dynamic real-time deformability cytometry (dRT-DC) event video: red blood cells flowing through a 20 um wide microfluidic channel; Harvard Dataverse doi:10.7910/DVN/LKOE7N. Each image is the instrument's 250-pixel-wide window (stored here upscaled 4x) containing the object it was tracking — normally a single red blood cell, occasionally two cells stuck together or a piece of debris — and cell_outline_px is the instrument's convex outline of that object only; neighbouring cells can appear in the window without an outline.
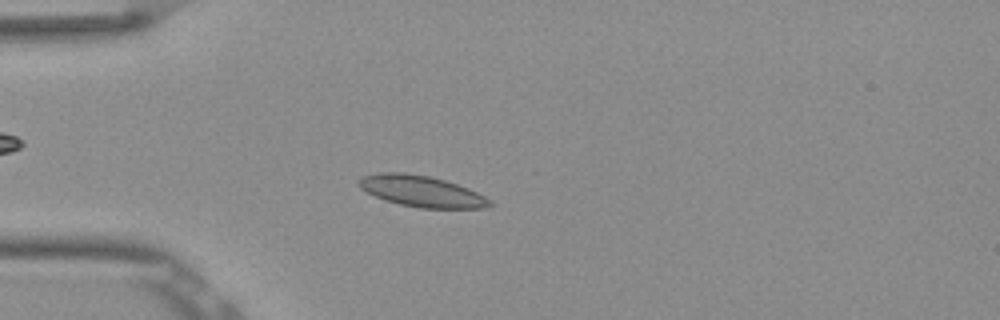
{"species": "Egyptian fruit bat (a non-hibernating species)", "species_latin": "Rousettus aegyptiacus", "temperature_condition": "room temperature", "stored_images_in_passage": 52, "camera_frame_rate_fps": 3000, "um_per_image_px": 0.085, "frame": {"image": 1, "passage_image": 14, "time_ms": 4.333, "image_size_px": [1000, 320], "cell_outline_px": [[492, 204], [488, 208], [420, 208], [400, 204], [384, 200], [360, 188], [356, 184], [356, 180], [364, 176], [380, 172], [404, 172], [428, 176], [444, 180], [468, 188], [492, 200]], "centroid_in_image_um": [35.81, 16.25], "position_along_channel_um": 49.2, "area_um2": 23.76}}
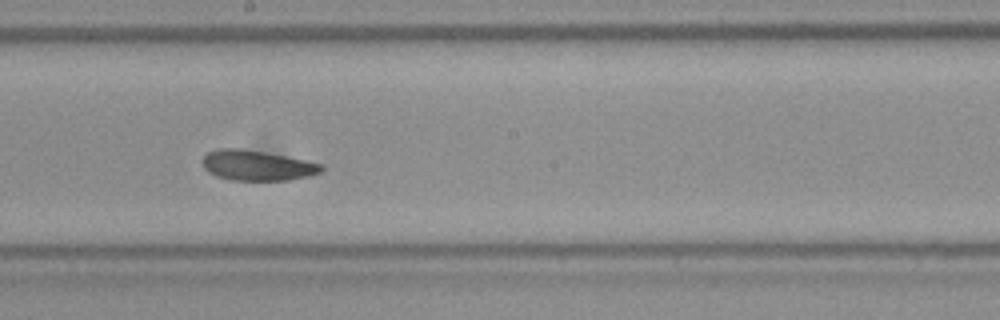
{"frame": {"image": 2, "passage_image": 29, "time_ms": 9.333, "image_size_px": [1000, 320], "cell_outline_px": [[324, 168], [320, 172], [308, 176], [288, 180], [232, 180], [216, 176], [208, 172], [204, 168], [200, 160], [208, 152], [216, 148], [240, 148], [264, 152], [324, 164]], "centroid_in_image_um": [21.8, 14.06], "position_along_channel_um": 226.4, "area_um2": 20.98}}
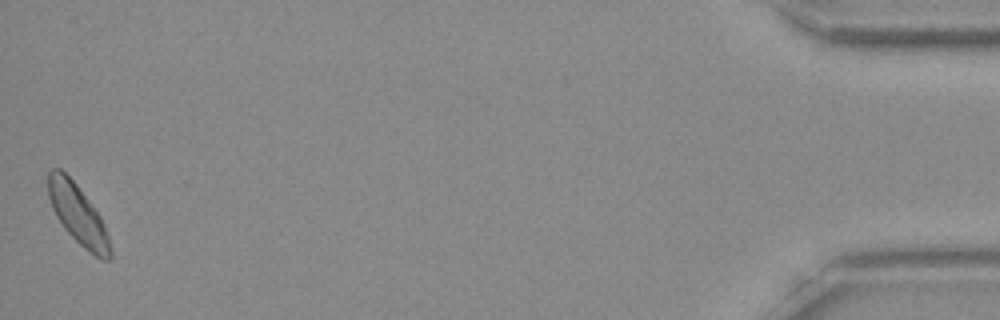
{"frame": {"image": 3, "passage_image": 52, "time_ms": 17.0, "image_size_px": [1000, 320], "cell_outline_px": [[112, 256], [108, 260], [104, 260], [96, 256], [84, 248], [64, 228], [56, 216], [52, 208], [48, 196], [48, 172], [52, 168], [60, 168], [76, 184], [100, 216], [104, 224], [108, 236], [112, 252]], "centroid_in_image_um": [6.61, 18.23], "position_along_channel_um": 428.6, "area_um2": 21.21}, "authors_computed_cell_mechanics": {"area_um2": 21.675, "velocity_mm_per_s": 3.8293, "shape_relaxation_time_tau1_ms": null, "shape_relaxation_time_tau2_ms": 2.9894, "deformation_change_tau1": null, "deformation_change_tau2": 0.0681}}